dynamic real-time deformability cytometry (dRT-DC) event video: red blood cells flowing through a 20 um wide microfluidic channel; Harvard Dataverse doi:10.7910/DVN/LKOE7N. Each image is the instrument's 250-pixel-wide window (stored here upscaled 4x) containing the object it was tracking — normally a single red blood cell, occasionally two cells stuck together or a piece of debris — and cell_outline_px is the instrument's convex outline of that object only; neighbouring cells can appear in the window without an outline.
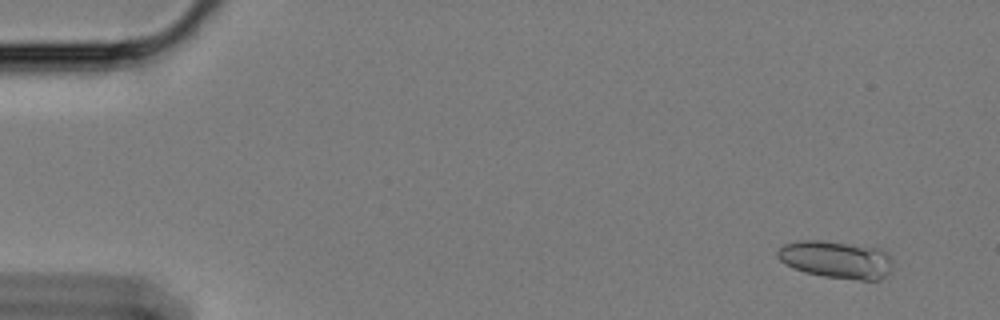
{"species": "Egyptian fruit bat (a non-hibernating species)", "species_latin": "Rousettus aegyptiacus", "temperature_condition": "cold", "stored_images_in_passage": 60, "camera_frame_rate_fps": 3000, "um_per_image_px": 0.085, "animal": {"sex": "female"}, "frame": {"image": 1, "passage_image": 5, "time_ms": 1.333, "image_size_px": [1000, 320], "cell_outline_px": [[892, 260], [888, 272], [880, 280], [860, 280], [824, 276], [804, 272], [792, 268], [780, 260], [776, 256], [776, 252], [784, 244], [800, 240], [820, 240], [880, 248], [888, 252]], "centroid_in_image_um": [71.07, 22.06], "position_along_channel_um": 13.9, "area_um2": 25.14}}
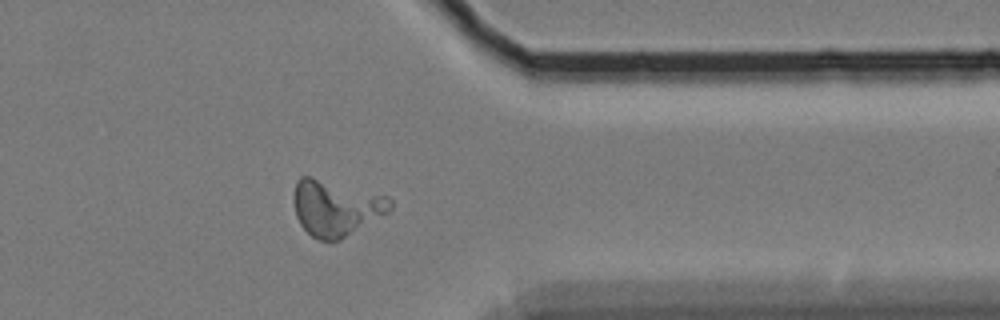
{"frame": {"image": 2, "passage_image": 49, "time_ms": 16.0, "image_size_px": [1000, 320], "cell_outline_px": [[392, 208], [388, 212], [340, 240], [320, 240], [312, 236], [300, 224], [296, 216], [292, 200], [292, 196], [296, 180], [300, 176], [312, 176], [388, 196], [392, 200]], "centroid_in_image_um": [28.51, 17.64], "position_along_channel_um": 382.9, "area_um2": 31.5}}
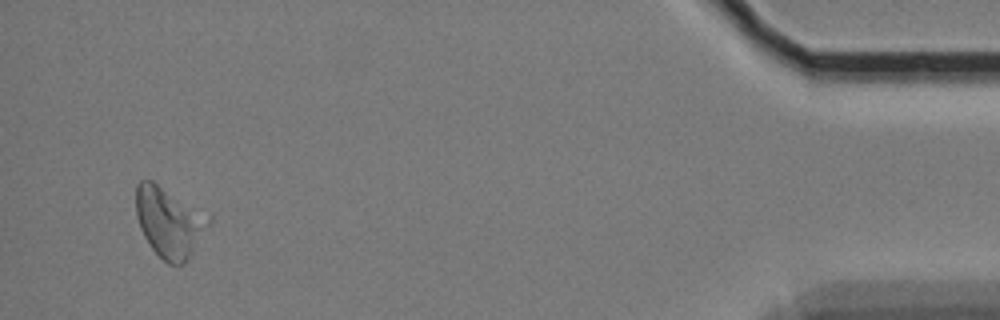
{"frame": {"image": 3, "passage_image": 58, "time_ms": 19.0, "image_size_px": [1000, 320], "cell_outline_px": [[212, 220], [184, 264], [168, 264], [152, 248], [144, 236], [140, 228], [136, 216], [136, 184], [140, 180], [152, 180], [212, 216]], "centroid_in_image_um": [14.38, 18.85], "position_along_channel_um": 420.8, "area_um2": 29.48}, "authors_computed_cell_mechanics": {"area_um2": 24.0159, "velocity_mm_per_s": 3.3636, "shape_relaxation_time_tau1_ms": 0.0061, "shape_relaxation_time_tau2_ms": null, "deformation_change_tau1": 0.3442, "deformation_change_tau2": null}}